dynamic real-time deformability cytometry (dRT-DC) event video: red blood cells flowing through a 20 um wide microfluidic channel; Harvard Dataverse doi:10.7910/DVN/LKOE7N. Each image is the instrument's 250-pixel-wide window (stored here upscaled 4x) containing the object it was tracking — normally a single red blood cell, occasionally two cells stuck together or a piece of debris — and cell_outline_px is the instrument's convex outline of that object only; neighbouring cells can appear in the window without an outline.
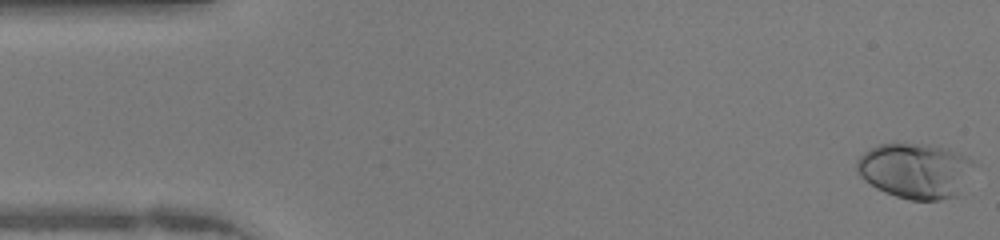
{"species": "human", "species_latin": "Homo sapiens", "temperature_condition": "warm", "stored_images_in_passage": 47, "camera_frame_rate_fps": 3000, "um_per_image_px": 0.085, "donor": {"sex": "female"}, "frame": {"image": 1, "passage_image": 1, "time_ms": 0.0, "image_size_px": [1000, 240], "cell_outline_px": [[972, 164], [956, 196], [940, 200], [908, 200], [884, 192], [876, 188], [864, 180], [856, 172], [856, 160], [864, 152], [880, 144], [892, 140], [924, 144], [948, 148], [968, 156], [972, 160]], "centroid_in_image_um": [77.71, 14.46], "position_along_channel_um": 7.3, "area_um2": 37.92}}
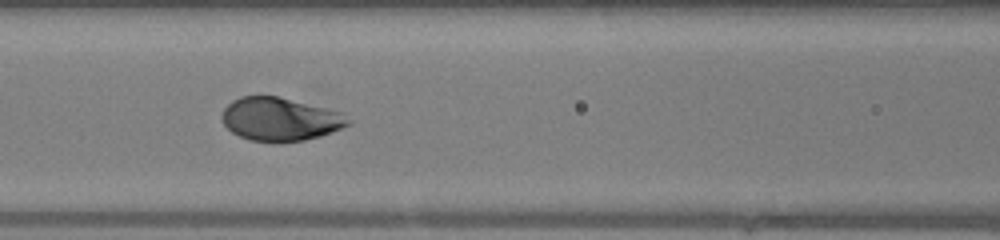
{"frame": {"image": 2, "passage_image": 20, "time_ms": 6.333, "image_size_px": [1000, 240], "cell_outline_px": [[352, 124], [332, 132], [320, 136], [304, 140], [280, 144], [252, 140], [240, 136], [232, 132], [220, 120], [220, 116], [224, 108], [232, 100], [240, 96], [280, 96], [340, 112], [352, 120]], "centroid_in_image_um": [23.8, 10.14], "position_along_channel_um": 142.8, "area_um2": 32.25}}
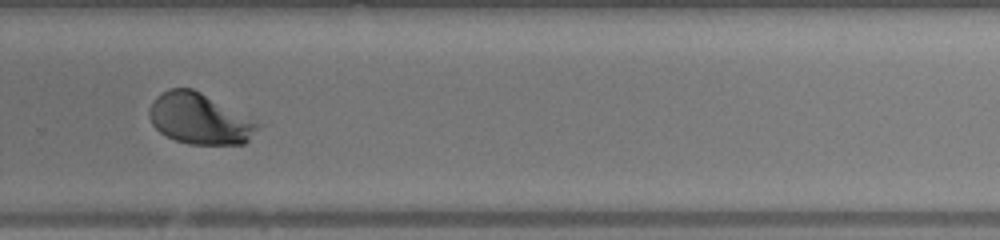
{"frame": {"image": 3, "passage_image": 32, "time_ms": 10.333, "image_size_px": [1000, 240], "cell_outline_px": [[264, 124], [244, 144], [188, 144], [176, 140], [160, 132], [152, 124], [148, 116], [148, 108], [152, 100], [156, 96], [168, 88], [192, 88]], "centroid_in_image_um": [16.96, 10.09], "position_along_channel_um": 312.8, "area_um2": 32.31}}